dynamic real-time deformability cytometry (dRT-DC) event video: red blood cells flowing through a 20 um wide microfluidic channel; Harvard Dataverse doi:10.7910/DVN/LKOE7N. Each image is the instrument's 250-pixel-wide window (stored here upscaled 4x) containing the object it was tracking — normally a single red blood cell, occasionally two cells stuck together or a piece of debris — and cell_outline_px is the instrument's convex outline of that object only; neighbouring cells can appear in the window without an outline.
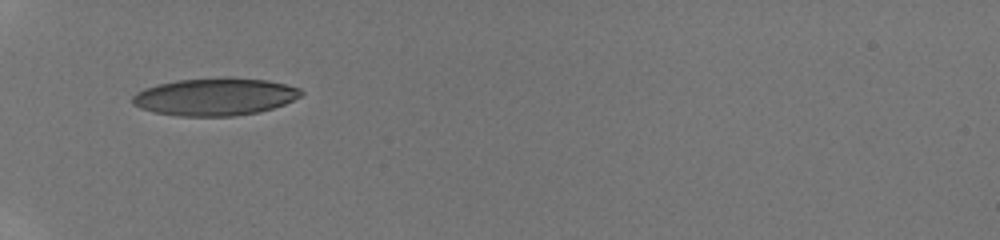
{"species": "human", "species_latin": "Homo sapiens", "temperature_condition": "room temperature", "stored_images_in_passage": 46, "camera_frame_rate_fps": 3000, "um_per_image_px": 0.085, "donor": {"sex": "male"}, "frame": {"image": 1, "passage_image": 1, "time_ms": 0.0, "image_size_px": [1000, 240], "cell_outline_px": [[304, 92], [300, 96], [284, 104], [260, 112], [232, 116], [180, 116], [152, 112], [140, 108], [132, 104], [132, 96], [136, 92], [144, 88], [156, 84], [176, 80], [228, 76], [232, 76], [268, 80], [300, 88]], "centroid_in_image_um": [18.25, 8.21], "position_along_channel_um": 66.8, "area_um2": 37.34}}
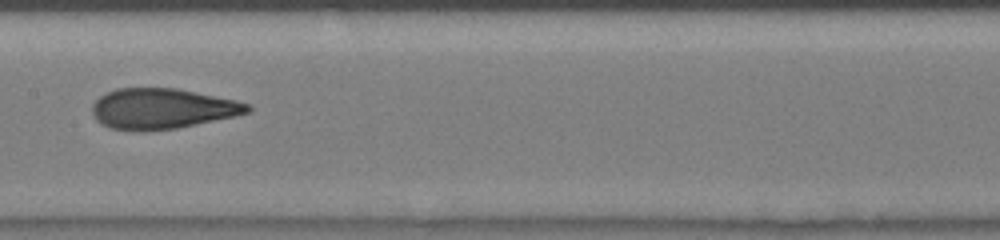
{"frame": {"image": 2, "passage_image": 14, "time_ms": 3.333, "image_size_px": [1000, 240], "cell_outline_px": [[252, 108], [248, 112], [236, 116], [176, 128], [144, 132], [112, 128], [100, 124], [96, 120], [92, 112], [92, 104], [100, 96], [116, 88], [176, 88], [236, 100], [248, 104]], "centroid_in_image_um": [13.76, 9.24], "position_along_channel_um": 193.6, "area_um2": 36.65}}
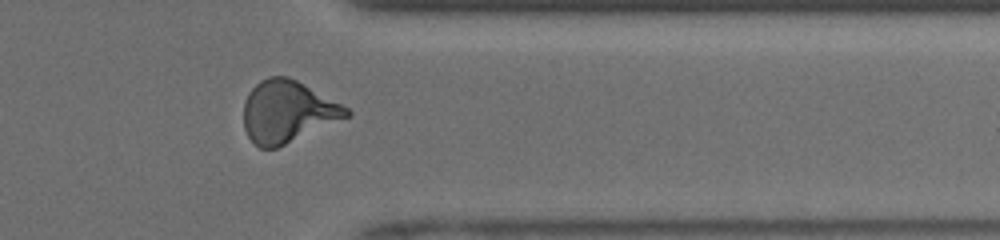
{"frame": {"image": 3, "passage_image": 34, "time_ms": 8.0, "image_size_px": [1000, 240], "cell_outline_px": [[352, 116], [276, 148], [260, 148], [248, 136], [244, 128], [244, 100], [248, 92], [260, 80], [268, 76], [288, 76], [296, 80], [348, 108], [352, 112]], "centroid_in_image_um": [24.44, 9.49], "position_along_channel_um": 387.0, "area_um2": 36.99}, "authors_computed_cell_mechanics": {"area_um2": 36.0383, "velocity_mm_per_s": 4.1845, "shape_relaxation_time_tau1_ms": 5.6194, "shape_relaxation_time_tau2_ms": 0.8823, "deformation_change_tau1": 0.2101, "deformation_change_tau2": 0.0771}}